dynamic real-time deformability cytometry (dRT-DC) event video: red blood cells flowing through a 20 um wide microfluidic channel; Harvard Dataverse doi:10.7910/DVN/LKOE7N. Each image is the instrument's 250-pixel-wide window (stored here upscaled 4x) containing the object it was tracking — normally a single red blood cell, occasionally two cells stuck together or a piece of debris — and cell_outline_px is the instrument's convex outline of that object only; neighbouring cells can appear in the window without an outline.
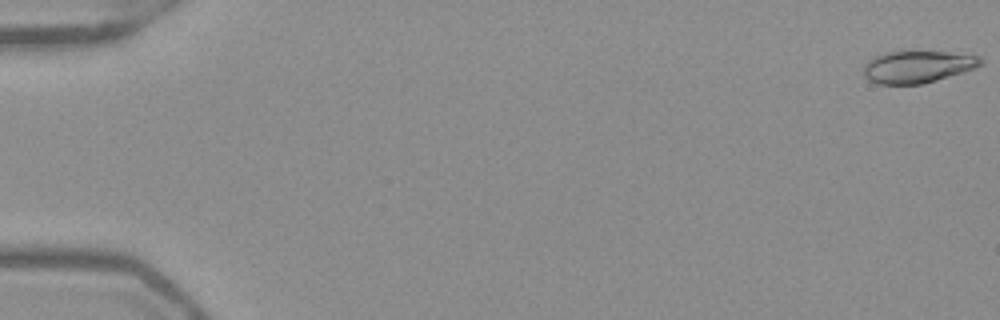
{"species": "Egyptian fruit bat (a non-hibernating species)", "species_latin": "Rousettus aegyptiacus", "temperature_condition": "warm", "stored_images_in_passage": 53, "camera_frame_rate_fps": 3000, "um_per_image_px": 0.085, "frame": {"image": 1, "passage_image": 1, "time_ms": 0.0, "image_size_px": [1000, 320], "cell_outline_px": [[984, 60], [980, 64], [972, 68], [924, 84], [876, 84], [868, 80], [864, 76], [864, 64], [868, 60], [884, 52], [900, 48], [912, 48], [948, 52], [980, 56]], "centroid_in_image_um": [77.91, 5.61], "position_along_channel_um": 7.1, "area_um2": 22.72}}
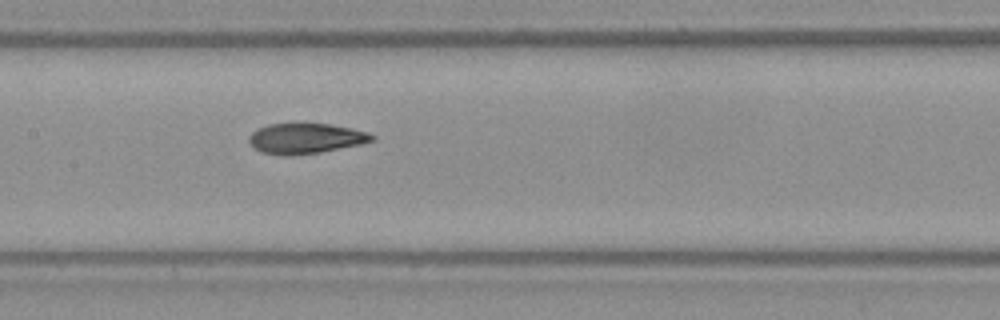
{"frame": {"image": 2, "passage_image": 27, "time_ms": 8.667, "image_size_px": [1000, 320], "cell_outline_px": [[376, 136], [372, 140], [360, 144], [320, 152], [292, 156], [284, 156], [260, 152], [248, 140], [248, 136], [256, 128], [268, 124], [300, 120], [328, 124], [352, 128], [368, 132]], "centroid_in_image_um": [25.92, 11.72], "position_along_channel_um": 181.5, "area_um2": 22.54}}
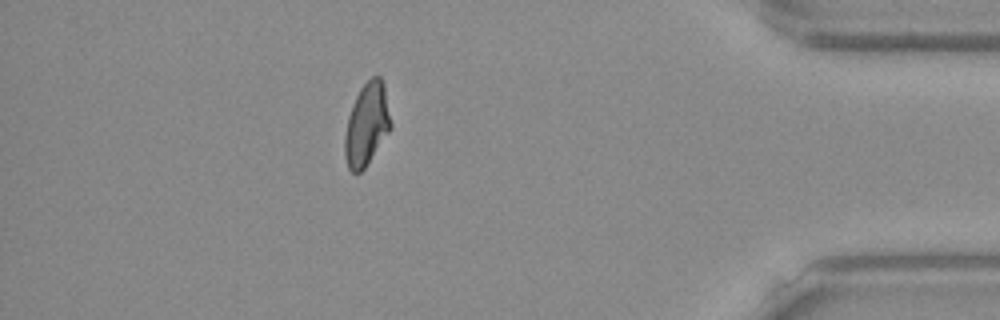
{"frame": {"image": 3, "passage_image": 47, "time_ms": 15.333, "image_size_px": [1000, 320], "cell_outline_px": [[392, 128], [364, 168], [360, 172], [352, 172], [348, 168], [344, 156], [344, 136], [348, 116], [352, 104], [360, 88], [372, 76], [380, 76], [384, 84], [392, 124]], "centroid_in_image_um": [31.17, 10.57], "position_along_channel_um": 404.0, "area_um2": 22.2}, "authors_computed_cell_mechanics": {"area_um2": 22.1952, "velocity_mm_per_s": 3.9494, "shape_relaxation_time_tau1_ms": 8.694, "shape_relaxation_time_tau2_ms": 1.9596, "deformation_change_tau1": 0.258, "deformation_change_tau2": 0.0855}}